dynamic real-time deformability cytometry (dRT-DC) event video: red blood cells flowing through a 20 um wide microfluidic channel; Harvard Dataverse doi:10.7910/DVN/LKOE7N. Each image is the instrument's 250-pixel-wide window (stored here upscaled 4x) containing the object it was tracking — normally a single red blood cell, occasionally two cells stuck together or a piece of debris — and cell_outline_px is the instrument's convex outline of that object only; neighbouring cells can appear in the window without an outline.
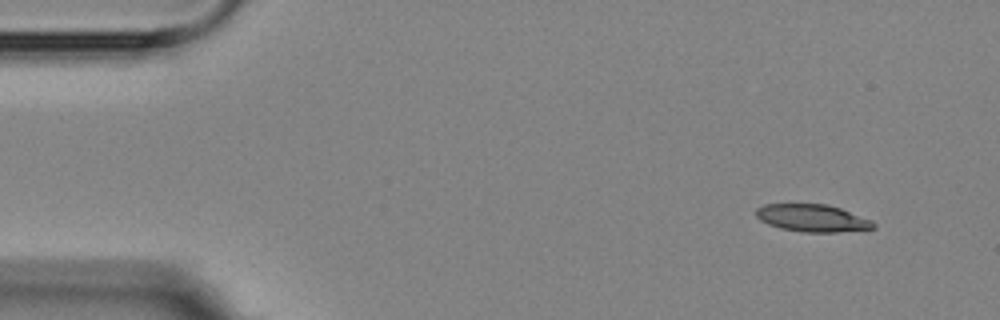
{"species": "Egyptian fruit bat (a non-hibernating species)", "species_latin": "Rousettus aegyptiacus", "temperature_condition": "room temperature", "stored_images_in_passage": 3, "camera_frame_rate_fps": 3000, "um_per_image_px": 0.085, "animal": {"sex": "female"}, "frame": {"image": 1, "passage_image": 1, "time_ms": 0.0, "image_size_px": [1000, 320], "cell_outline_px": [[876, 228], [836, 232], [804, 232], [780, 228], [768, 224], [760, 220], [756, 216], [756, 208], [764, 204], [828, 204], [840, 208], [872, 220], [876, 224]], "centroid_in_image_um": [69.05, 18.53], "position_along_channel_um": 15.9, "area_um2": 18.73}}